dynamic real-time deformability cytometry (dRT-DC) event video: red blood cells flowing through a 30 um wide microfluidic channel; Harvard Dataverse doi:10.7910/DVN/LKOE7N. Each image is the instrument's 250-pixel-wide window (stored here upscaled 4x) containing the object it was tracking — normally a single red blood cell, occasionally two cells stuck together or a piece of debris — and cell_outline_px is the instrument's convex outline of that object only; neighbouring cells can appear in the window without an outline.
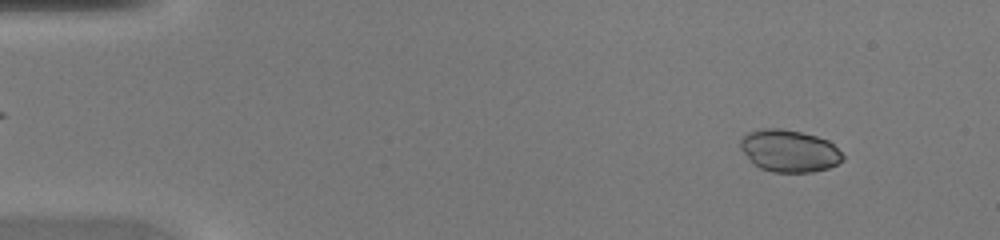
{"species": "common noctule bat (a hibernating species)", "species_latin": "Nyctalus noctula", "temperature_condition": "warm", "stored_images_in_passage": 44, "camera_frame_rate_fps": 3000, "um_per_image_px": 0.085, "animal": {"sex": "female", "body_mass_g": 20.0, "forearm_length_mm": 54.0}, "frame": {"image": 1, "passage_image": 4, "time_ms": 1.0, "image_size_px": [1000, 240], "cell_outline_px": [[844, 160], [828, 168], [812, 172], [772, 172], [760, 168], [752, 164], [740, 148], [740, 140], [748, 132], [760, 128], [780, 128], [800, 132], [816, 136], [828, 140], [844, 156]], "centroid_in_image_um": [67.05, 12.83], "position_along_channel_um": 17.9, "area_um2": 25.2}}
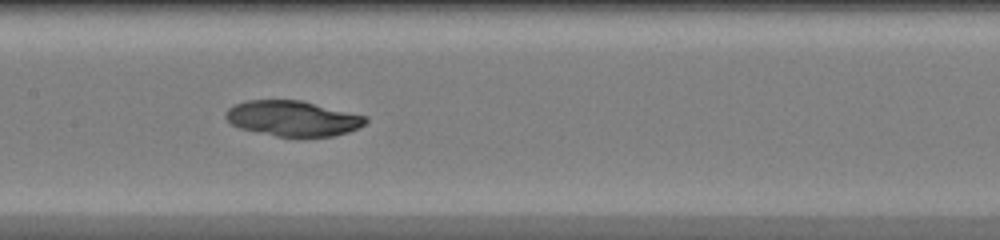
{"frame": {"image": 2, "passage_image": 22, "time_ms": 7.0, "image_size_px": [1000, 240], "cell_outline_px": [[368, 120], [360, 128], [336, 136], [276, 136], [240, 128], [232, 124], [224, 116], [228, 108], [236, 104], [248, 100], [300, 100], [368, 116]], "centroid_in_image_um": [24.92, 10.06], "position_along_channel_um": 182.5, "area_um2": 28.73}}
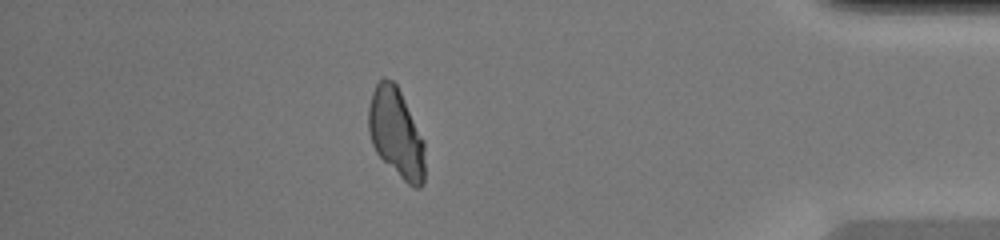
{"frame": {"image": 3, "passage_image": 39, "time_ms": 12.667, "image_size_px": [1000, 240], "cell_outline_px": [[424, 184], [420, 188], [412, 188], [376, 152], [372, 144], [368, 132], [368, 108], [372, 92], [376, 84], [384, 76], [392, 80], [396, 84], [424, 140]], "centroid_in_image_um": [33.66, 11.31], "position_along_channel_um": 401.5, "area_um2": 29.13}}